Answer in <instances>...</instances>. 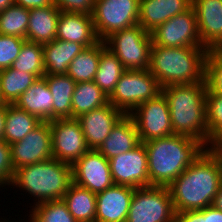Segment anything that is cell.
I'll return each mask as SVG.
<instances>
[{
  "instance_id": "cell-24",
  "label": "cell",
  "mask_w": 222,
  "mask_h": 222,
  "mask_svg": "<svg viewBox=\"0 0 222 222\" xmlns=\"http://www.w3.org/2000/svg\"><path fill=\"white\" fill-rule=\"evenodd\" d=\"M84 49L82 44L59 39L43 44L45 75L67 74L70 62Z\"/></svg>"
},
{
  "instance_id": "cell-1",
  "label": "cell",
  "mask_w": 222,
  "mask_h": 222,
  "mask_svg": "<svg viewBox=\"0 0 222 222\" xmlns=\"http://www.w3.org/2000/svg\"><path fill=\"white\" fill-rule=\"evenodd\" d=\"M220 184L217 164L204 150L168 186L175 213L202 210L212 205Z\"/></svg>"
},
{
  "instance_id": "cell-7",
  "label": "cell",
  "mask_w": 222,
  "mask_h": 222,
  "mask_svg": "<svg viewBox=\"0 0 222 222\" xmlns=\"http://www.w3.org/2000/svg\"><path fill=\"white\" fill-rule=\"evenodd\" d=\"M104 42L126 70L149 68L152 38L139 24L114 32Z\"/></svg>"
},
{
  "instance_id": "cell-31",
  "label": "cell",
  "mask_w": 222,
  "mask_h": 222,
  "mask_svg": "<svg viewBox=\"0 0 222 222\" xmlns=\"http://www.w3.org/2000/svg\"><path fill=\"white\" fill-rule=\"evenodd\" d=\"M38 78L31 73L15 70L11 67L0 70V93L7 104L16 100L29 89Z\"/></svg>"
},
{
  "instance_id": "cell-14",
  "label": "cell",
  "mask_w": 222,
  "mask_h": 222,
  "mask_svg": "<svg viewBox=\"0 0 222 222\" xmlns=\"http://www.w3.org/2000/svg\"><path fill=\"white\" fill-rule=\"evenodd\" d=\"M73 183L98 194L114 185L109 160L98 150L89 149L72 165Z\"/></svg>"
},
{
  "instance_id": "cell-5",
  "label": "cell",
  "mask_w": 222,
  "mask_h": 222,
  "mask_svg": "<svg viewBox=\"0 0 222 222\" xmlns=\"http://www.w3.org/2000/svg\"><path fill=\"white\" fill-rule=\"evenodd\" d=\"M73 183L72 166L53 157L18 168L11 185L34 197L32 206L40 203L62 200Z\"/></svg>"
},
{
  "instance_id": "cell-17",
  "label": "cell",
  "mask_w": 222,
  "mask_h": 222,
  "mask_svg": "<svg viewBox=\"0 0 222 222\" xmlns=\"http://www.w3.org/2000/svg\"><path fill=\"white\" fill-rule=\"evenodd\" d=\"M124 115L121 110L108 102L102 107L77 117L89 149L97 150Z\"/></svg>"
},
{
  "instance_id": "cell-26",
  "label": "cell",
  "mask_w": 222,
  "mask_h": 222,
  "mask_svg": "<svg viewBox=\"0 0 222 222\" xmlns=\"http://www.w3.org/2000/svg\"><path fill=\"white\" fill-rule=\"evenodd\" d=\"M43 121L27 113L15 104L6 103L5 132L3 140L9 145L21 141Z\"/></svg>"
},
{
  "instance_id": "cell-32",
  "label": "cell",
  "mask_w": 222,
  "mask_h": 222,
  "mask_svg": "<svg viewBox=\"0 0 222 222\" xmlns=\"http://www.w3.org/2000/svg\"><path fill=\"white\" fill-rule=\"evenodd\" d=\"M11 68L34 74L37 78L45 75L43 44L25 41Z\"/></svg>"
},
{
  "instance_id": "cell-3",
  "label": "cell",
  "mask_w": 222,
  "mask_h": 222,
  "mask_svg": "<svg viewBox=\"0 0 222 222\" xmlns=\"http://www.w3.org/2000/svg\"><path fill=\"white\" fill-rule=\"evenodd\" d=\"M167 99L174 134L208 145L205 82L172 84L161 88Z\"/></svg>"
},
{
  "instance_id": "cell-2",
  "label": "cell",
  "mask_w": 222,
  "mask_h": 222,
  "mask_svg": "<svg viewBox=\"0 0 222 222\" xmlns=\"http://www.w3.org/2000/svg\"><path fill=\"white\" fill-rule=\"evenodd\" d=\"M150 186L168 187L205 150L190 137L172 134L144 142Z\"/></svg>"
},
{
  "instance_id": "cell-25",
  "label": "cell",
  "mask_w": 222,
  "mask_h": 222,
  "mask_svg": "<svg viewBox=\"0 0 222 222\" xmlns=\"http://www.w3.org/2000/svg\"><path fill=\"white\" fill-rule=\"evenodd\" d=\"M53 97V120L72 118V95L76 82L67 74L44 75Z\"/></svg>"
},
{
  "instance_id": "cell-28",
  "label": "cell",
  "mask_w": 222,
  "mask_h": 222,
  "mask_svg": "<svg viewBox=\"0 0 222 222\" xmlns=\"http://www.w3.org/2000/svg\"><path fill=\"white\" fill-rule=\"evenodd\" d=\"M125 70L115 54L101 41V56L94 82L107 97L111 95Z\"/></svg>"
},
{
  "instance_id": "cell-39",
  "label": "cell",
  "mask_w": 222,
  "mask_h": 222,
  "mask_svg": "<svg viewBox=\"0 0 222 222\" xmlns=\"http://www.w3.org/2000/svg\"><path fill=\"white\" fill-rule=\"evenodd\" d=\"M96 0H53L61 12H75L92 15Z\"/></svg>"
},
{
  "instance_id": "cell-43",
  "label": "cell",
  "mask_w": 222,
  "mask_h": 222,
  "mask_svg": "<svg viewBox=\"0 0 222 222\" xmlns=\"http://www.w3.org/2000/svg\"><path fill=\"white\" fill-rule=\"evenodd\" d=\"M204 218H207V222H222V212L210 205L204 208Z\"/></svg>"
},
{
  "instance_id": "cell-6",
  "label": "cell",
  "mask_w": 222,
  "mask_h": 222,
  "mask_svg": "<svg viewBox=\"0 0 222 222\" xmlns=\"http://www.w3.org/2000/svg\"><path fill=\"white\" fill-rule=\"evenodd\" d=\"M161 93L157 79L146 70H125L108 97L115 108L129 115L137 106Z\"/></svg>"
},
{
  "instance_id": "cell-29",
  "label": "cell",
  "mask_w": 222,
  "mask_h": 222,
  "mask_svg": "<svg viewBox=\"0 0 222 222\" xmlns=\"http://www.w3.org/2000/svg\"><path fill=\"white\" fill-rule=\"evenodd\" d=\"M107 103L108 97L94 81L76 83L72 95V118H77Z\"/></svg>"
},
{
  "instance_id": "cell-10",
  "label": "cell",
  "mask_w": 222,
  "mask_h": 222,
  "mask_svg": "<svg viewBox=\"0 0 222 222\" xmlns=\"http://www.w3.org/2000/svg\"><path fill=\"white\" fill-rule=\"evenodd\" d=\"M129 116L136 125L141 143L174 134L168 102L162 92L141 103Z\"/></svg>"
},
{
  "instance_id": "cell-15",
  "label": "cell",
  "mask_w": 222,
  "mask_h": 222,
  "mask_svg": "<svg viewBox=\"0 0 222 222\" xmlns=\"http://www.w3.org/2000/svg\"><path fill=\"white\" fill-rule=\"evenodd\" d=\"M51 128L49 122H42L21 141L10 145L14 171L23 166L52 158Z\"/></svg>"
},
{
  "instance_id": "cell-33",
  "label": "cell",
  "mask_w": 222,
  "mask_h": 222,
  "mask_svg": "<svg viewBox=\"0 0 222 222\" xmlns=\"http://www.w3.org/2000/svg\"><path fill=\"white\" fill-rule=\"evenodd\" d=\"M30 10L12 5L0 12V34L26 39Z\"/></svg>"
},
{
  "instance_id": "cell-47",
  "label": "cell",
  "mask_w": 222,
  "mask_h": 222,
  "mask_svg": "<svg viewBox=\"0 0 222 222\" xmlns=\"http://www.w3.org/2000/svg\"><path fill=\"white\" fill-rule=\"evenodd\" d=\"M213 144L222 152V136L216 139Z\"/></svg>"
},
{
  "instance_id": "cell-19",
  "label": "cell",
  "mask_w": 222,
  "mask_h": 222,
  "mask_svg": "<svg viewBox=\"0 0 222 222\" xmlns=\"http://www.w3.org/2000/svg\"><path fill=\"white\" fill-rule=\"evenodd\" d=\"M56 39L77 42L85 48L100 41L94 28L92 15L75 12H60Z\"/></svg>"
},
{
  "instance_id": "cell-4",
  "label": "cell",
  "mask_w": 222,
  "mask_h": 222,
  "mask_svg": "<svg viewBox=\"0 0 222 222\" xmlns=\"http://www.w3.org/2000/svg\"><path fill=\"white\" fill-rule=\"evenodd\" d=\"M208 50L204 47H164L152 45L149 71L161 88L172 84L204 82Z\"/></svg>"
},
{
  "instance_id": "cell-27",
  "label": "cell",
  "mask_w": 222,
  "mask_h": 222,
  "mask_svg": "<svg viewBox=\"0 0 222 222\" xmlns=\"http://www.w3.org/2000/svg\"><path fill=\"white\" fill-rule=\"evenodd\" d=\"M77 222H96V194L72 183L62 199Z\"/></svg>"
},
{
  "instance_id": "cell-22",
  "label": "cell",
  "mask_w": 222,
  "mask_h": 222,
  "mask_svg": "<svg viewBox=\"0 0 222 222\" xmlns=\"http://www.w3.org/2000/svg\"><path fill=\"white\" fill-rule=\"evenodd\" d=\"M14 104L43 122L53 120V97L44 77L38 78Z\"/></svg>"
},
{
  "instance_id": "cell-8",
  "label": "cell",
  "mask_w": 222,
  "mask_h": 222,
  "mask_svg": "<svg viewBox=\"0 0 222 222\" xmlns=\"http://www.w3.org/2000/svg\"><path fill=\"white\" fill-rule=\"evenodd\" d=\"M175 210L168 187L134 190L126 222H174Z\"/></svg>"
},
{
  "instance_id": "cell-42",
  "label": "cell",
  "mask_w": 222,
  "mask_h": 222,
  "mask_svg": "<svg viewBox=\"0 0 222 222\" xmlns=\"http://www.w3.org/2000/svg\"><path fill=\"white\" fill-rule=\"evenodd\" d=\"M205 150L213 157L217 164L220 176V182L222 183V152L213 144L210 143L205 147Z\"/></svg>"
},
{
  "instance_id": "cell-23",
  "label": "cell",
  "mask_w": 222,
  "mask_h": 222,
  "mask_svg": "<svg viewBox=\"0 0 222 222\" xmlns=\"http://www.w3.org/2000/svg\"><path fill=\"white\" fill-rule=\"evenodd\" d=\"M60 12L54 4L30 9L26 41L46 44L55 40Z\"/></svg>"
},
{
  "instance_id": "cell-49",
  "label": "cell",
  "mask_w": 222,
  "mask_h": 222,
  "mask_svg": "<svg viewBox=\"0 0 222 222\" xmlns=\"http://www.w3.org/2000/svg\"><path fill=\"white\" fill-rule=\"evenodd\" d=\"M2 219H3L4 221H3ZM7 220H8V221H7ZM7 220H6L5 218H2V217H1L0 222H14V221H10L9 219H7ZM15 222H16V221H15Z\"/></svg>"
},
{
  "instance_id": "cell-34",
  "label": "cell",
  "mask_w": 222,
  "mask_h": 222,
  "mask_svg": "<svg viewBox=\"0 0 222 222\" xmlns=\"http://www.w3.org/2000/svg\"><path fill=\"white\" fill-rule=\"evenodd\" d=\"M27 222H77L63 200H52L35 205Z\"/></svg>"
},
{
  "instance_id": "cell-13",
  "label": "cell",
  "mask_w": 222,
  "mask_h": 222,
  "mask_svg": "<svg viewBox=\"0 0 222 222\" xmlns=\"http://www.w3.org/2000/svg\"><path fill=\"white\" fill-rule=\"evenodd\" d=\"M114 184L140 188L150 186L148 158L144 143L109 159Z\"/></svg>"
},
{
  "instance_id": "cell-37",
  "label": "cell",
  "mask_w": 222,
  "mask_h": 222,
  "mask_svg": "<svg viewBox=\"0 0 222 222\" xmlns=\"http://www.w3.org/2000/svg\"><path fill=\"white\" fill-rule=\"evenodd\" d=\"M26 39L0 34V70L11 67Z\"/></svg>"
},
{
  "instance_id": "cell-20",
  "label": "cell",
  "mask_w": 222,
  "mask_h": 222,
  "mask_svg": "<svg viewBox=\"0 0 222 222\" xmlns=\"http://www.w3.org/2000/svg\"><path fill=\"white\" fill-rule=\"evenodd\" d=\"M192 6V0H140L138 24L147 32Z\"/></svg>"
},
{
  "instance_id": "cell-9",
  "label": "cell",
  "mask_w": 222,
  "mask_h": 222,
  "mask_svg": "<svg viewBox=\"0 0 222 222\" xmlns=\"http://www.w3.org/2000/svg\"><path fill=\"white\" fill-rule=\"evenodd\" d=\"M140 0H96L92 18L99 40L138 24Z\"/></svg>"
},
{
  "instance_id": "cell-35",
  "label": "cell",
  "mask_w": 222,
  "mask_h": 222,
  "mask_svg": "<svg viewBox=\"0 0 222 222\" xmlns=\"http://www.w3.org/2000/svg\"><path fill=\"white\" fill-rule=\"evenodd\" d=\"M208 145L222 136V94L206 93Z\"/></svg>"
},
{
  "instance_id": "cell-21",
  "label": "cell",
  "mask_w": 222,
  "mask_h": 222,
  "mask_svg": "<svg viewBox=\"0 0 222 222\" xmlns=\"http://www.w3.org/2000/svg\"><path fill=\"white\" fill-rule=\"evenodd\" d=\"M138 131L133 119L124 115L112 128L109 136L97 149L106 159L133 150L140 144Z\"/></svg>"
},
{
  "instance_id": "cell-45",
  "label": "cell",
  "mask_w": 222,
  "mask_h": 222,
  "mask_svg": "<svg viewBox=\"0 0 222 222\" xmlns=\"http://www.w3.org/2000/svg\"><path fill=\"white\" fill-rule=\"evenodd\" d=\"M212 206L222 212V183L220 184L219 190L214 198Z\"/></svg>"
},
{
  "instance_id": "cell-48",
  "label": "cell",
  "mask_w": 222,
  "mask_h": 222,
  "mask_svg": "<svg viewBox=\"0 0 222 222\" xmlns=\"http://www.w3.org/2000/svg\"><path fill=\"white\" fill-rule=\"evenodd\" d=\"M4 104H6V103H5L4 100L2 99V96H1V93H0V106H1V105H4Z\"/></svg>"
},
{
  "instance_id": "cell-46",
  "label": "cell",
  "mask_w": 222,
  "mask_h": 222,
  "mask_svg": "<svg viewBox=\"0 0 222 222\" xmlns=\"http://www.w3.org/2000/svg\"><path fill=\"white\" fill-rule=\"evenodd\" d=\"M14 4V0H0V12H3L9 6H12Z\"/></svg>"
},
{
  "instance_id": "cell-36",
  "label": "cell",
  "mask_w": 222,
  "mask_h": 222,
  "mask_svg": "<svg viewBox=\"0 0 222 222\" xmlns=\"http://www.w3.org/2000/svg\"><path fill=\"white\" fill-rule=\"evenodd\" d=\"M204 82L207 92L222 94V51L209 50L205 60Z\"/></svg>"
},
{
  "instance_id": "cell-11",
  "label": "cell",
  "mask_w": 222,
  "mask_h": 222,
  "mask_svg": "<svg viewBox=\"0 0 222 222\" xmlns=\"http://www.w3.org/2000/svg\"><path fill=\"white\" fill-rule=\"evenodd\" d=\"M52 157L71 166L89 150L77 118H58L49 121Z\"/></svg>"
},
{
  "instance_id": "cell-18",
  "label": "cell",
  "mask_w": 222,
  "mask_h": 222,
  "mask_svg": "<svg viewBox=\"0 0 222 222\" xmlns=\"http://www.w3.org/2000/svg\"><path fill=\"white\" fill-rule=\"evenodd\" d=\"M134 190L114 184L96 194V222H126Z\"/></svg>"
},
{
  "instance_id": "cell-41",
  "label": "cell",
  "mask_w": 222,
  "mask_h": 222,
  "mask_svg": "<svg viewBox=\"0 0 222 222\" xmlns=\"http://www.w3.org/2000/svg\"><path fill=\"white\" fill-rule=\"evenodd\" d=\"M14 2L16 5L29 10L53 5V0H14Z\"/></svg>"
},
{
  "instance_id": "cell-12",
  "label": "cell",
  "mask_w": 222,
  "mask_h": 222,
  "mask_svg": "<svg viewBox=\"0 0 222 222\" xmlns=\"http://www.w3.org/2000/svg\"><path fill=\"white\" fill-rule=\"evenodd\" d=\"M152 45L164 47H203L198 33L196 14L187 11L170 18L150 32Z\"/></svg>"
},
{
  "instance_id": "cell-38",
  "label": "cell",
  "mask_w": 222,
  "mask_h": 222,
  "mask_svg": "<svg viewBox=\"0 0 222 222\" xmlns=\"http://www.w3.org/2000/svg\"><path fill=\"white\" fill-rule=\"evenodd\" d=\"M14 172L11 161L10 145L4 140H0V187L6 185L9 187V185H11Z\"/></svg>"
},
{
  "instance_id": "cell-40",
  "label": "cell",
  "mask_w": 222,
  "mask_h": 222,
  "mask_svg": "<svg viewBox=\"0 0 222 222\" xmlns=\"http://www.w3.org/2000/svg\"><path fill=\"white\" fill-rule=\"evenodd\" d=\"M174 222H207V218H204V209L183 211L175 213Z\"/></svg>"
},
{
  "instance_id": "cell-30",
  "label": "cell",
  "mask_w": 222,
  "mask_h": 222,
  "mask_svg": "<svg viewBox=\"0 0 222 222\" xmlns=\"http://www.w3.org/2000/svg\"><path fill=\"white\" fill-rule=\"evenodd\" d=\"M101 56V40L82 50L69 64L67 75L76 83L94 81Z\"/></svg>"
},
{
  "instance_id": "cell-44",
  "label": "cell",
  "mask_w": 222,
  "mask_h": 222,
  "mask_svg": "<svg viewBox=\"0 0 222 222\" xmlns=\"http://www.w3.org/2000/svg\"><path fill=\"white\" fill-rule=\"evenodd\" d=\"M6 104L0 106V140H3L5 132Z\"/></svg>"
},
{
  "instance_id": "cell-16",
  "label": "cell",
  "mask_w": 222,
  "mask_h": 222,
  "mask_svg": "<svg viewBox=\"0 0 222 222\" xmlns=\"http://www.w3.org/2000/svg\"><path fill=\"white\" fill-rule=\"evenodd\" d=\"M201 43L209 50L222 49V0H192Z\"/></svg>"
}]
</instances>
